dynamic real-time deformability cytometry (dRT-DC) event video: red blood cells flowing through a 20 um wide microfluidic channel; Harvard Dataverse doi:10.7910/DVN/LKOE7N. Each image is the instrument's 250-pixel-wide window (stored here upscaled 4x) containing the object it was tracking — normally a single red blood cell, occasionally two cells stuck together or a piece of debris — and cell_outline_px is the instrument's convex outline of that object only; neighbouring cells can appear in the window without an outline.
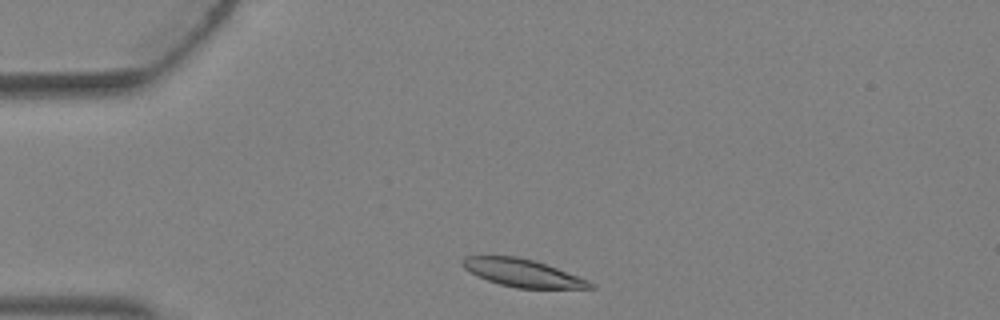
{"species": "Egyptian fruit bat (a non-hibernating species)", "species_latin": "Rousettus aegyptiacus", "temperature_condition": "warm", "stored_images_in_passage": 3, "camera_frame_rate_fps": 3000, "um_per_image_px": 0.085, "animal": {"sex": "female"}, "frame": {"image": 1, "passage_image": 3, "time_ms": 0.667, "image_size_px": [1000, 320], "cell_outline_px": [[596, 288], [516, 288], [500, 284], [476, 276], [464, 268], [460, 264], [460, 260], [464, 256], [516, 256], [532, 260], [556, 268], [588, 280], [596, 284]], "centroid_in_image_um": [44.38, 23.2], "position_along_channel_um": 40.6, "area_um2": 20.46}}